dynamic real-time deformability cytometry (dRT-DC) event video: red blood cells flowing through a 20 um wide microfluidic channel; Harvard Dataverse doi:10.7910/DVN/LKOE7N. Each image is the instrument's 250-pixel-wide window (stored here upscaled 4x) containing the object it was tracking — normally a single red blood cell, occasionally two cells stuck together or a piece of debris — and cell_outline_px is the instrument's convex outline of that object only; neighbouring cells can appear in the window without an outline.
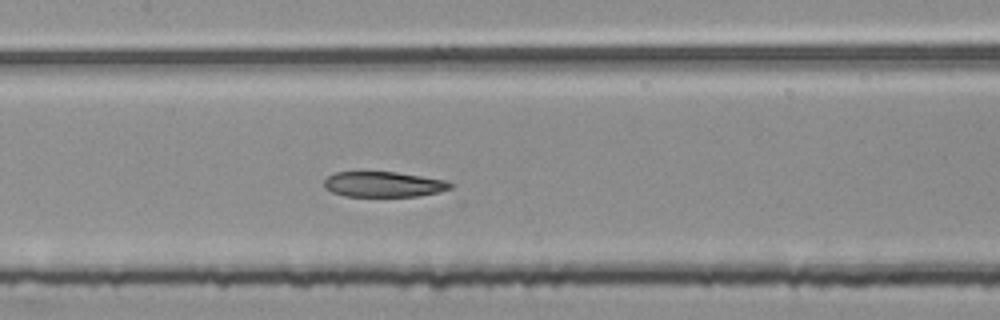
{"species": "common noctule bat (a hibernating species)", "species_latin": "Nyctalus noctula", "temperature_condition": "room temperature", "stored_images_in_passage": 52, "segment_of_instrument_passage": [2, 2], "camera_frame_rate_fps": 3000, "um_per_image_px": 0.085, "animal": {"sex": "female", "body_mass_g": 25.1}, "frame": {"image": 1, "passage_image": 26, "time_ms": 8.333, "image_size_px": [1000, 320], "cell_outline_px": [[456, 184], [452, 188], [440, 192], [420, 196], [344, 196], [332, 192], [324, 188], [324, 180], [328, 176], [336, 172], [396, 172], [444, 180]], "centroid_in_image_um": [32.62, 15.67], "position_along_channel_um": 174.8, "area_um2": 18.73}}
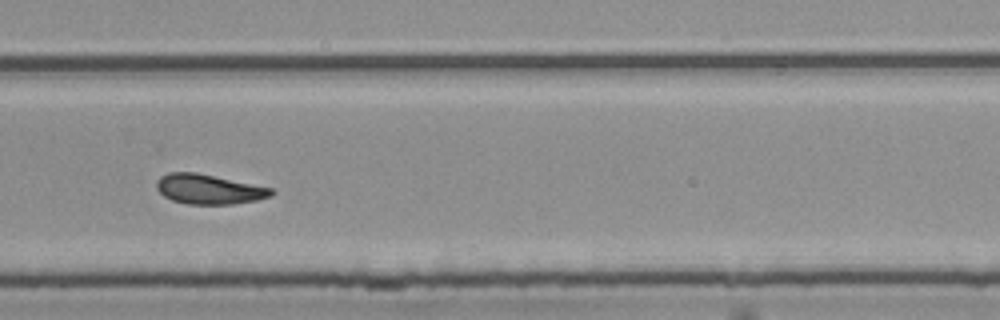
{"frame": {"image": 2, "passage_image": 37, "time_ms": 12.0, "image_size_px": [1000, 320], "cell_outline_px": [[276, 192], [272, 196], [256, 200], [232, 204], [188, 204], [172, 200], [164, 196], [156, 188], [156, 180], [160, 176], [168, 172], [196, 172], [272, 188]], "centroid_in_image_um": [17.74, 16.08], "position_along_channel_um": 312.1, "area_um2": 19.94}}
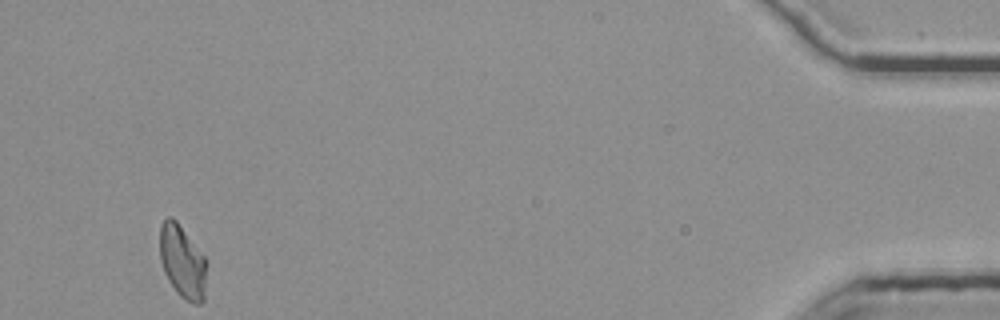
{"frame": {"image": 3, "passage_image": 52, "time_ms": 17.0, "image_size_px": [1000, 320], "cell_outline_px": [[208, 264], [204, 300], [200, 304], [192, 304], [184, 300], [176, 292], [168, 280], [164, 272], [160, 260], [160, 224], [168, 216], [172, 216], [176, 220], [204, 256]], "centroid_in_image_um": [15.52, 22.28], "position_along_channel_um": 419.7, "area_um2": 20.29}}